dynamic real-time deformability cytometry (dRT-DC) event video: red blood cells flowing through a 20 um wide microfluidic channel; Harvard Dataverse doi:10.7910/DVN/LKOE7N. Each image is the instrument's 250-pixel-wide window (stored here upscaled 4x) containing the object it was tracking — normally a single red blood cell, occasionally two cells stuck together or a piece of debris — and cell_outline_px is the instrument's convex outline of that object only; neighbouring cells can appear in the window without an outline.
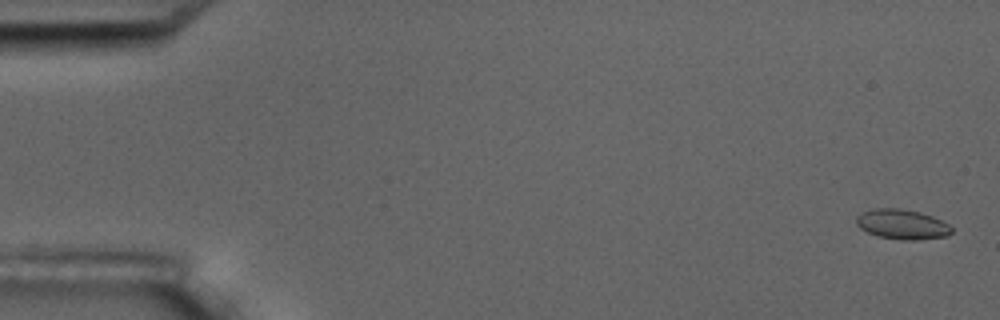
{"species": "common noctule bat (a hibernating species)", "species_latin": "Nyctalus noctula", "temperature_condition": "room temperature", "stored_images_in_passage": 5, "camera_frame_rate_fps": 3000, "um_per_image_px": 0.085, "animal": {"sex": "male", "body_mass_g": 17.5, "forearm_length_mm": 52.3}, "frame": {"image": 1, "passage_image": 1, "time_ms": 0.0, "image_size_px": [1000, 320], "cell_outline_px": [[952, 232], [948, 236], [916, 240], [900, 240], [880, 236], [868, 232], [860, 228], [856, 224], [856, 216], [860, 212], [876, 208], [900, 208], [920, 212], [932, 216], [948, 224], [952, 228]], "centroid_in_image_um": [76.67, 19.06], "position_along_channel_um": 8.3, "area_um2": 16.65}}
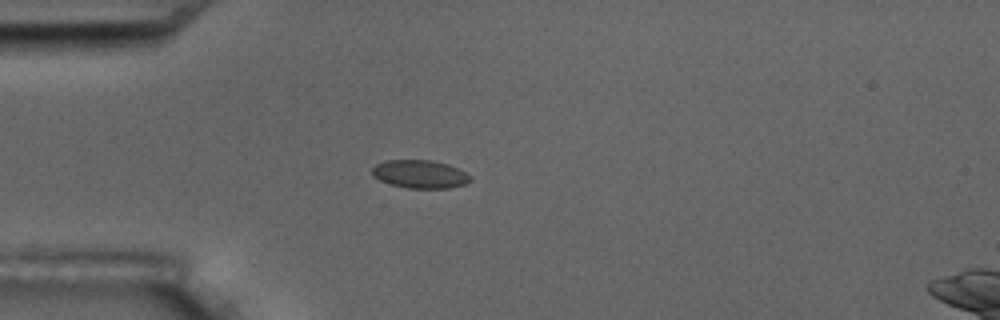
{"frame": {"image": 2, "passage_image": 5, "time_ms": 4.667, "image_size_px": [1000, 320], "cell_outline_px": [[472, 180], [464, 184], [448, 188], [408, 188], [392, 184], [380, 180], [372, 176], [372, 168], [376, 164], [388, 160], [432, 160], [448, 164], [472, 176]], "centroid_in_image_um": [35.7, 14.8], "position_along_channel_um": 49.3, "area_um2": 16.01}}